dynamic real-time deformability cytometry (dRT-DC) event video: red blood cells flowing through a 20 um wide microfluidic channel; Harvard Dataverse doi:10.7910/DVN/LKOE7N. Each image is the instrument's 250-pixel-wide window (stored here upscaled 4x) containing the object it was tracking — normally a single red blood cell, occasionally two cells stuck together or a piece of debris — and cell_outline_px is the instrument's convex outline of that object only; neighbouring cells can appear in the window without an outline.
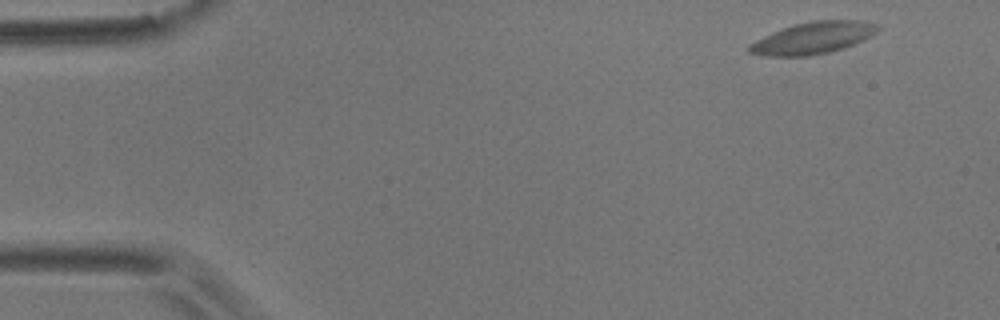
{"species": "common noctule bat (a hibernating species)", "species_latin": "Nyctalus noctula", "temperature_condition": "room temperature", "stored_images_in_passage": 5, "camera_frame_rate_fps": 3000, "um_per_image_px": 0.085, "animal": {"sex": "male", "body_mass_g": 17.9}, "frame": {"image": 1, "passage_image": 1, "time_ms": 0.0, "image_size_px": [1000, 320], "cell_outline_px": [[880, 28], [872, 36], [864, 40], [844, 48], [828, 52], [808, 56], [764, 56], [748, 52], [748, 44], [764, 36], [784, 28], [796, 24], [812, 20], [860, 20], [880, 24]], "centroid_in_image_um": [69.14, 3.22], "position_along_channel_um": 15.9, "area_um2": 23.87}}
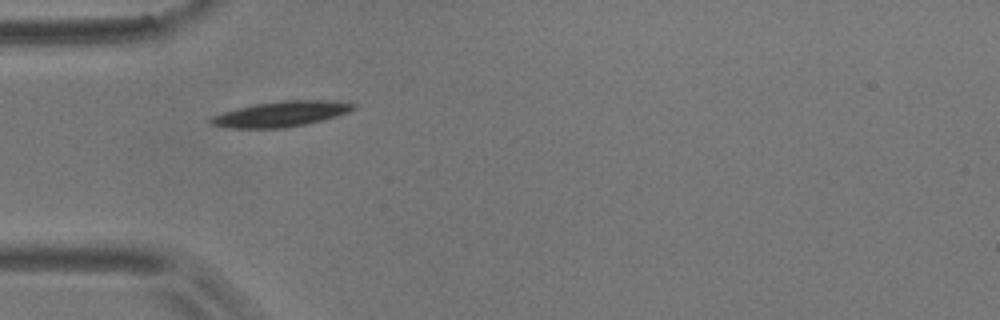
{"frame": {"image": 2, "passage_image": 4, "time_ms": 4.667, "image_size_px": [1000, 320], "cell_outline_px": [[356, 108], [348, 112], [336, 116], [304, 124], [284, 128], [232, 128], [208, 124], [208, 120], [212, 116], [224, 112], [256, 104], [284, 100], [336, 100], [356, 104]], "centroid_in_image_um": [23.9, 9.68], "position_along_channel_um": 61.1, "area_um2": 20.92}}